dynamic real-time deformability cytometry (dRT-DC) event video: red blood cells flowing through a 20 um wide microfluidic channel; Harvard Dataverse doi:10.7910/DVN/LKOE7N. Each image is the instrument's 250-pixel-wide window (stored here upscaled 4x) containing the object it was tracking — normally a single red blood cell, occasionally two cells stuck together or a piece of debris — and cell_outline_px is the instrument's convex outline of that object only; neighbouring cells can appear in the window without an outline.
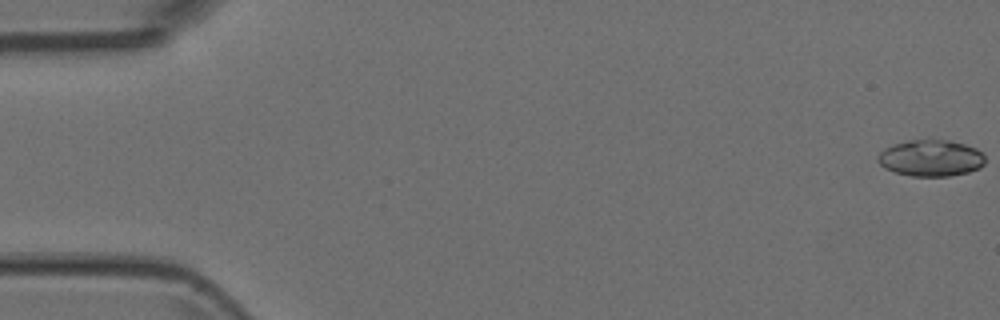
{"species": "Egyptian fruit bat (a non-hibernating species)", "species_latin": "Rousettus aegyptiacus", "temperature_condition": "room temperature", "stored_images_in_passage": 6, "camera_frame_rate_fps": 3000, "um_per_image_px": 0.085, "animal": {"sex": "female"}, "frame": {"image": 1, "passage_image": 1, "time_ms": 0.0, "image_size_px": [1000, 320], "cell_outline_px": [[984, 164], [980, 168], [968, 172], [948, 176], [912, 176], [896, 172], [884, 168], [876, 160], [876, 156], [884, 148], [892, 144], [908, 140], [928, 136], [948, 140], [964, 144], [976, 148], [984, 156]], "centroid_in_image_um": [79.08, 13.39], "position_along_channel_um": 5.9, "area_um2": 23.41}}
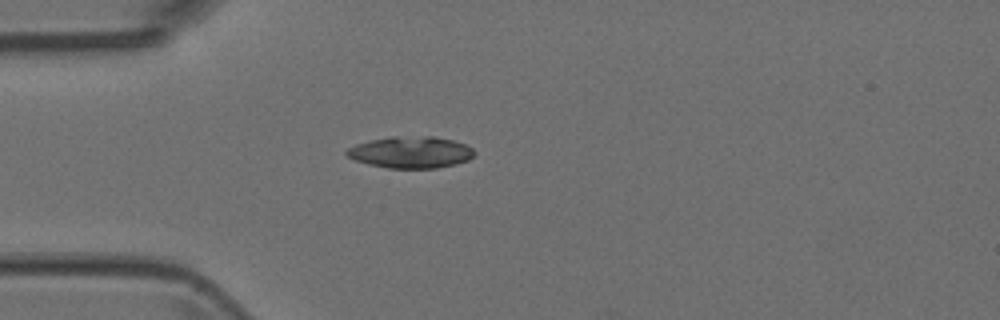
{"frame": {"image": 2, "passage_image": 5, "time_ms": 1.333, "image_size_px": [1000, 320], "cell_outline_px": [[476, 152], [468, 160], [456, 164], [436, 168], [388, 168], [368, 164], [356, 160], [348, 156], [344, 152], [348, 148], [356, 144], [388, 136], [432, 136], [452, 140], [464, 144], [472, 148]], "centroid_in_image_um": [34.91, 12.94], "position_along_channel_um": 50.1, "area_um2": 23.52}}